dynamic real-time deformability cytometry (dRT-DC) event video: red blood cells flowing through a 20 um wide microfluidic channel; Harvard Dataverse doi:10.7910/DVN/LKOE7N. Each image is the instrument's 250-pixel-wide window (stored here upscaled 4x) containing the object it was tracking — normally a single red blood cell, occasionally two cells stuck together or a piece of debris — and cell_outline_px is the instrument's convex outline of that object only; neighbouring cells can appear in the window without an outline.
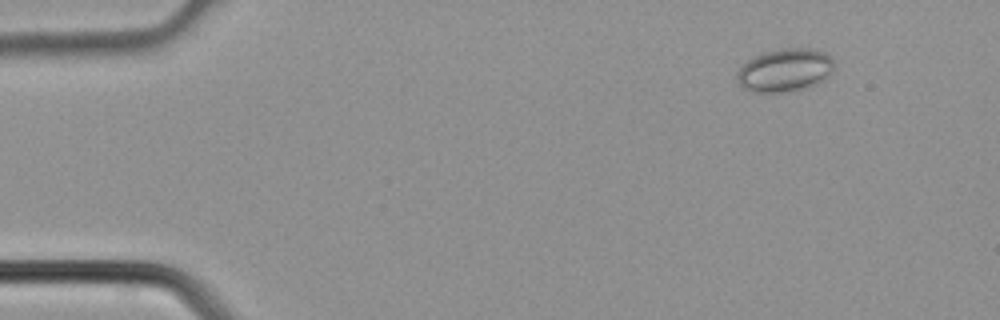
{"species": "common noctule bat (a hibernating species)", "species_latin": "Nyctalus noctula", "temperature_condition": "cold", "stored_images_in_passage": 3, "camera_frame_rate_fps": 3000, "um_per_image_px": 0.085, "animal": {"sex": "male", "body_mass_g": 21.5, "forearm_length_mm": 52.0}, "frame": {"image": 1, "passage_image": 2, "time_ms": 0.333, "image_size_px": [1000, 320], "cell_outline_px": [[832, 72], [824, 80], [816, 84], [804, 88], [788, 92], [752, 92], [740, 88], [736, 76], [736, 72], [740, 64], [752, 56], [760, 52], [784, 48], [816, 48], [824, 52], [832, 60]], "centroid_in_image_um": [66.63, 5.96], "position_along_channel_um": 18.4, "area_um2": 24.91}}